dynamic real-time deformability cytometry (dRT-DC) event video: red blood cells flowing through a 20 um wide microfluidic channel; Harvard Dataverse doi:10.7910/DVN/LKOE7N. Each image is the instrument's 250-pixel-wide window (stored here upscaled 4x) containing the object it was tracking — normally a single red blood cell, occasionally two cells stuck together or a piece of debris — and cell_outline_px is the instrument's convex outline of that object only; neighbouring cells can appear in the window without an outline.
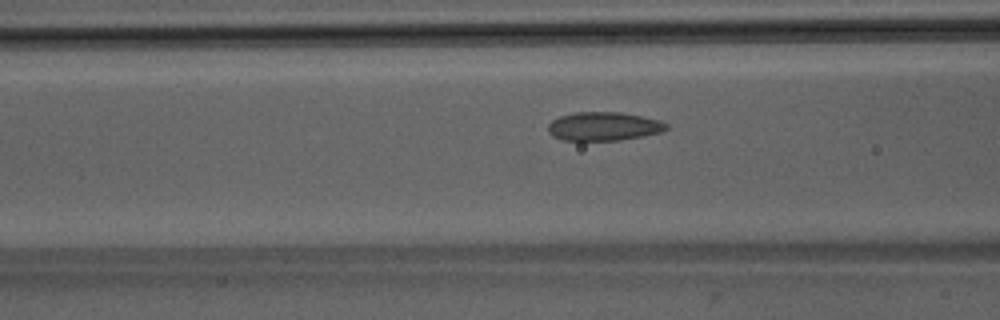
{"species": "Egyptian fruit bat (a non-hibernating species)", "species_latin": "Rousettus aegyptiacus", "temperature_condition": "room temperature", "stored_images_in_passage": 35, "camera_frame_rate_fps": 3000, "um_per_image_px": 0.085, "animal": {"sex": "male"}, "frame": {"image": 1, "passage_image": 10, "time_ms": 3.0, "image_size_px": [1000, 320], "cell_outline_px": [[668, 128], [660, 132], [644, 136], [620, 140], [560, 140], [552, 136], [548, 132], [548, 124], [552, 120], [560, 116], [576, 112], [620, 112], [660, 120], [668, 124]], "centroid_in_image_um": [51.3, 10.74], "position_along_channel_um": 115.3, "area_um2": 19.77}}
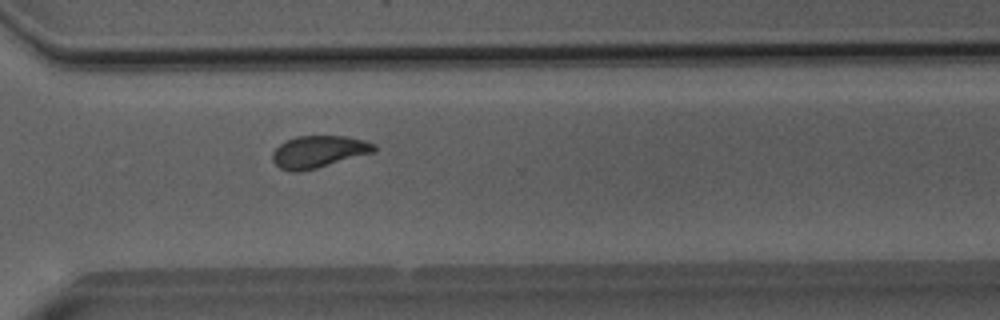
{"frame": {"image": 2, "passage_image": 27, "time_ms": 8.667, "image_size_px": [1000, 320], "cell_outline_px": [[376, 152], [316, 168], [300, 172], [292, 172], [280, 168], [272, 160], [272, 152], [280, 144], [296, 136], [344, 136], [364, 140], [376, 144]], "centroid_in_image_um": [27.1, 12.9], "position_along_channel_um": 343.5, "area_um2": 19.02}}
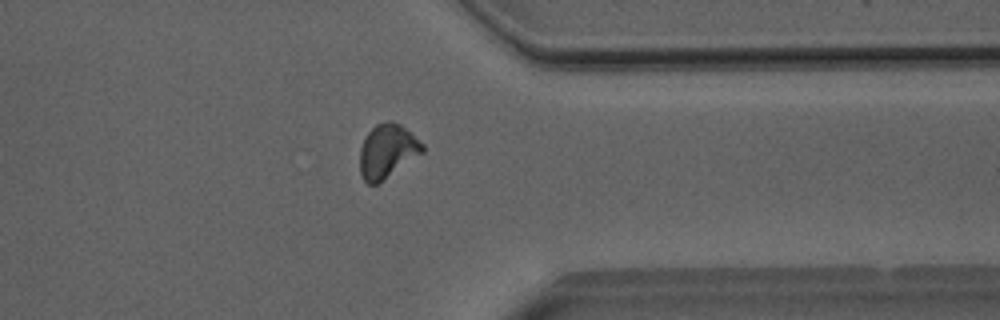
{"frame": {"image": 3, "passage_image": 30, "time_ms": 9.667, "image_size_px": [1000, 320], "cell_outline_px": [[424, 152], [376, 184], [368, 184], [364, 180], [360, 172], [360, 148], [368, 132], [376, 124], [388, 120], [392, 120], [400, 124], [424, 144]], "centroid_in_image_um": [32.92, 12.82], "position_along_channel_um": 378.5, "area_um2": 19.42}}